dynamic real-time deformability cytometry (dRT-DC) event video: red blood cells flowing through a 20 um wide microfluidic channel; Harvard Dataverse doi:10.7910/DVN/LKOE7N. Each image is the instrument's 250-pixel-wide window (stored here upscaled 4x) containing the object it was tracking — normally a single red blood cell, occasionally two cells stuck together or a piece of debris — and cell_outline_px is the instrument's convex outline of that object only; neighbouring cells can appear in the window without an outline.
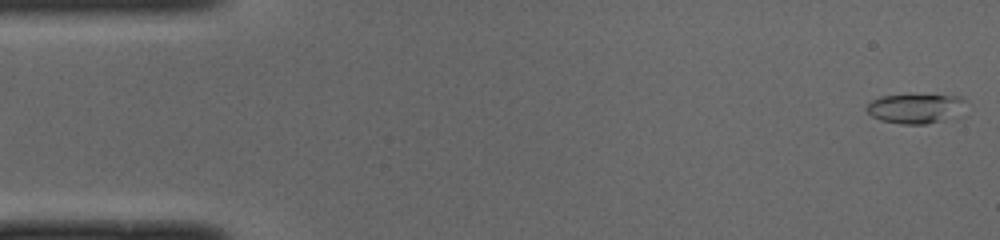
{"species": "common noctule bat (a hibernating species)", "species_latin": "Nyctalus noctula", "temperature_condition": "cold", "stored_images_in_passage": 49, "camera_frame_rate_fps": 3000, "um_per_image_px": 0.085, "animal": {"sex": "male", "body_mass_g": 19.0, "forearm_length_mm": 50.8}, "frame": {"image": 1, "passage_image": 1, "time_ms": 0.0, "image_size_px": [1000, 240], "cell_outline_px": [[964, 100], [944, 120], [928, 124], [900, 124], [880, 120], [872, 116], [864, 108], [872, 100], [880, 96], [960, 96]], "centroid_in_image_um": [77.61, 9.24], "position_along_channel_um": 7.4, "area_um2": 16.01}}
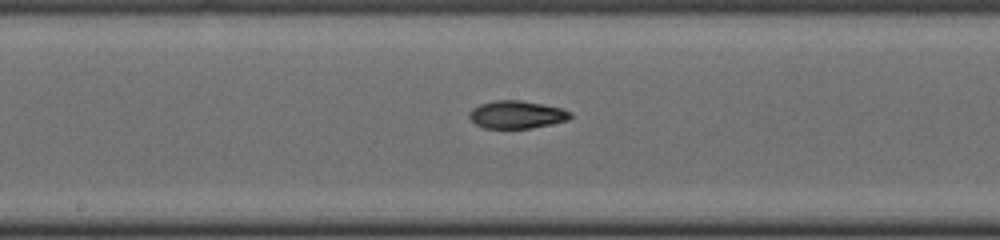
{"frame": {"image": 2, "passage_image": 25, "time_ms": 8.0, "image_size_px": [1000, 240], "cell_outline_px": [[572, 116], [568, 120], [532, 128], [484, 128], [476, 124], [468, 116], [468, 112], [472, 108], [480, 104], [496, 100], [520, 100], [564, 108], [572, 112]], "centroid_in_image_um": [43.93, 9.73], "position_along_channel_um": 204.3, "area_um2": 16.42}}
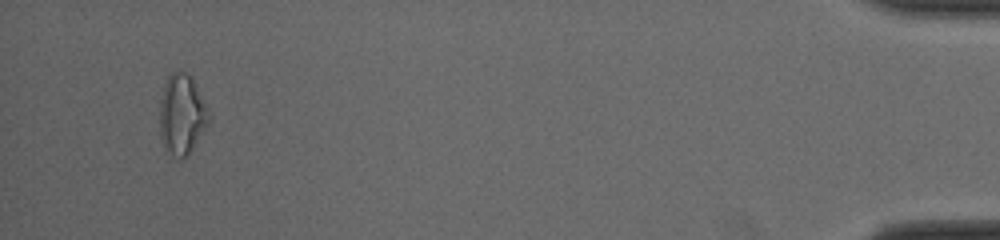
{"frame": {"image": 3, "passage_image": 47, "time_ms": 15.333, "image_size_px": [1000, 240], "cell_outline_px": [[208, 124], [188, 156], [180, 160], [172, 160], [164, 148], [160, 136], [160, 100], [164, 84], [168, 76], [172, 72], [184, 72], [192, 80], [208, 112]], "centroid_in_image_um": [15.4, 9.84], "position_along_channel_um": 419.8, "area_um2": 22.77}, "authors_computed_cell_mechanics": {"area_um2": 16.473, "velocity_mm_per_s": 4.0339, "shape_relaxation_time_tau1_ms": 5.523, "shape_relaxation_time_tau2_ms": 1.6349, "deformation_change_tau1": 0.1962, "deformation_change_tau2": 0.0608}}